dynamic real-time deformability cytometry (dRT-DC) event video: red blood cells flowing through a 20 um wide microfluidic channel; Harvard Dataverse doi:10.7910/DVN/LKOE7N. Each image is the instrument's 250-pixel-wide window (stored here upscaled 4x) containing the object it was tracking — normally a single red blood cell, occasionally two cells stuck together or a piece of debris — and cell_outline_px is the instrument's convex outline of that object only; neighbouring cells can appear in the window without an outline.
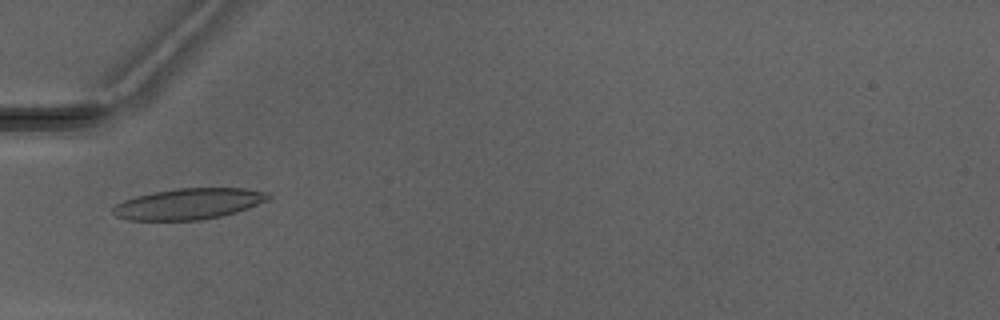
{"species": "Egyptian fruit bat (a non-hibernating species)", "species_latin": "Rousettus aegyptiacus", "temperature_condition": "warm", "stored_images_in_passage": 2, "camera_frame_rate_fps": 3000, "um_per_image_px": 0.085, "animal": {"sex": "male"}, "frame": {"image": 1, "passage_image": 1, "time_ms": 0.0, "image_size_px": [1000, 320], "cell_outline_px": [[272, 196], [268, 200], [236, 212], [220, 216], [200, 220], [128, 220], [116, 216], [112, 212], [112, 208], [116, 204], [124, 200], [136, 196], [152, 192], [176, 188], [244, 188], [268, 192]], "centroid_in_image_um": [16.03, 17.32], "position_along_channel_um": 69.0, "area_um2": 28.03}}
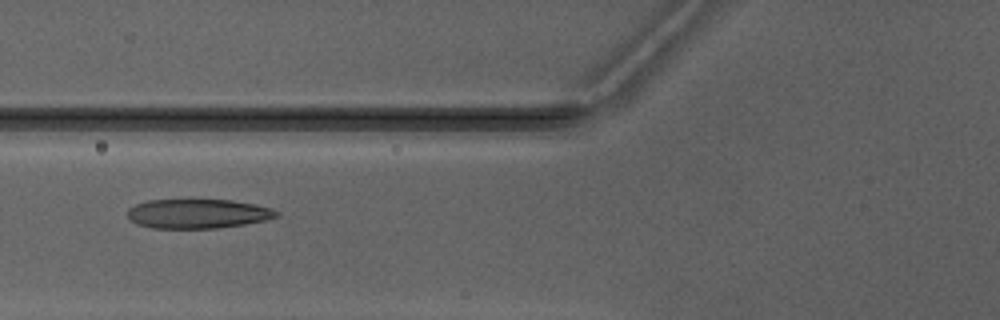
{"frame": {"image": 2, "passage_image": 2, "time_ms": 1.0, "image_size_px": [1000, 320], "cell_outline_px": [[280, 216], [264, 220], [244, 224], [216, 228], [152, 228], [136, 224], [128, 216], [128, 208], [136, 204], [148, 200], [232, 200], [256, 204], [272, 208], [280, 212]], "centroid_in_image_um": [16.84, 18.16], "position_along_channel_um": 109.0, "area_um2": 25.49}}